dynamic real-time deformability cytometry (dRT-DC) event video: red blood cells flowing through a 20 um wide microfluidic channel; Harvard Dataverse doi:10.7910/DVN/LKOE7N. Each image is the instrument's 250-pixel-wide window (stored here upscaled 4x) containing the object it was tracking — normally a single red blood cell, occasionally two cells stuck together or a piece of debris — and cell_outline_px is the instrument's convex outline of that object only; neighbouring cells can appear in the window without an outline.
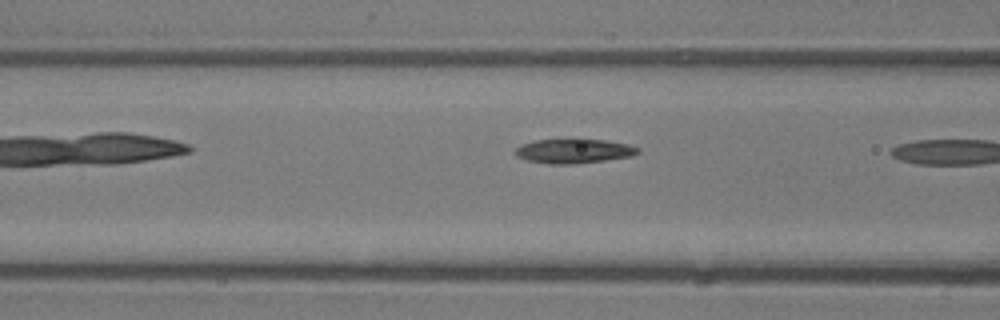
{"species": "common noctule bat (a hibernating species)", "species_latin": "Nyctalus noctula", "temperature_condition": "room temperature", "stored_images_in_passage": 5, "camera_frame_rate_fps": 3000, "um_per_image_px": 0.085, "animal": {"sex": "male", "body_mass_g": 13.3}, "frame": {"image": 1, "passage_image": 4, "time_ms": 1.0, "image_size_px": [1000, 320], "cell_outline_px": [[640, 152], [632, 156], [604, 160], [572, 164], [548, 164], [528, 160], [516, 156], [516, 148], [520, 144], [532, 140], [576, 136], [604, 140], [628, 144], [640, 148]], "centroid_in_image_um": [48.75, 12.78], "position_along_channel_um": 117.8, "area_um2": 18.26}}